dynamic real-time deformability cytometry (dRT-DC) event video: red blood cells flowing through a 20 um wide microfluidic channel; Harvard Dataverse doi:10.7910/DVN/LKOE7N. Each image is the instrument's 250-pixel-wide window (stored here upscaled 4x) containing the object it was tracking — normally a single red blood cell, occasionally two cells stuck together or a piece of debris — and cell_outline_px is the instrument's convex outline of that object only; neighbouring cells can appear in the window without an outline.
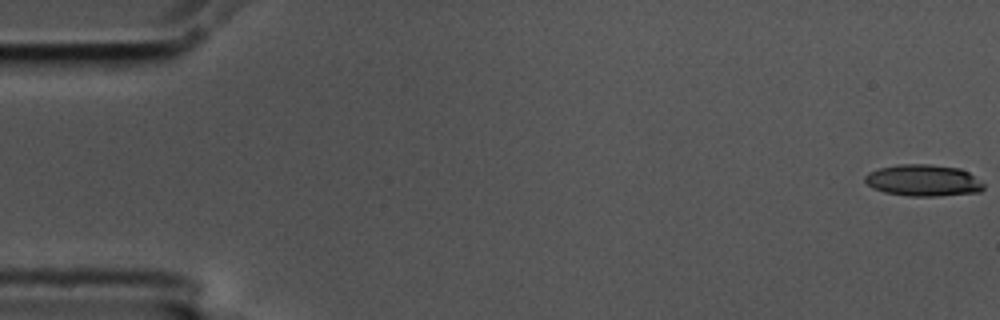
{"species": "common noctule bat (a hibernating species)", "species_latin": "Nyctalus noctula", "temperature_condition": "cold", "stored_images_in_passage": 57, "camera_frame_rate_fps": 3000, "um_per_image_px": 0.085, "animal": {"sex": "male", "body_mass_g": 17.5, "forearm_length_mm": 52.3}, "frame": {"image": 1, "passage_image": 1, "time_ms": 0.0, "image_size_px": [1000, 320], "cell_outline_px": [[984, 188], [980, 192], [940, 196], [908, 196], [884, 192], [872, 188], [864, 180], [864, 176], [868, 172], [880, 168], [896, 164], [932, 164], [960, 168], [968, 172], [984, 184]], "centroid_in_image_um": [78.47, 15.33], "position_along_channel_um": 6.5, "area_um2": 22.02}}
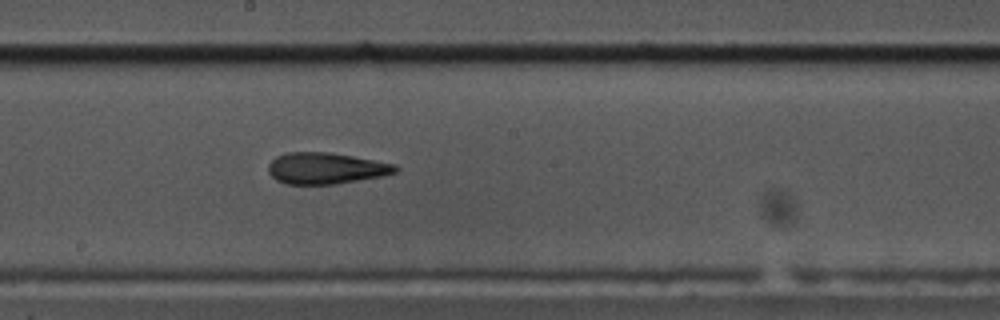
{"frame": {"image": 2, "passage_image": 31, "time_ms": 10.0, "image_size_px": [1000, 320], "cell_outline_px": [[400, 168], [396, 172], [380, 176], [336, 184], [288, 184], [276, 180], [268, 172], [268, 164], [276, 156], [288, 152], [332, 152], [396, 164]], "centroid_in_image_um": [27.69, 14.29], "position_along_channel_um": 220.5, "area_um2": 23.24}}
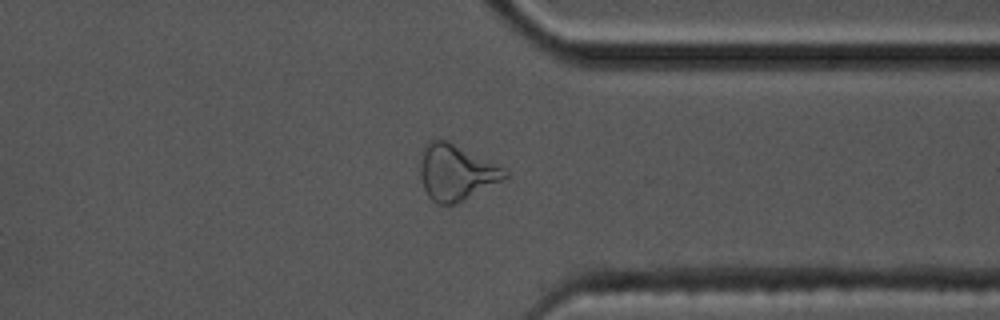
{"frame": {"image": 3, "passage_image": 44, "time_ms": 14.333, "image_size_px": [1000, 320], "cell_outline_px": [[508, 176], [504, 180], [456, 204], [436, 204], [428, 196], [424, 188], [420, 176], [420, 152], [428, 140], [436, 136], [448, 140], [504, 168], [508, 172]], "centroid_in_image_um": [38.73, 14.62], "position_along_channel_um": 372.7, "area_um2": 27.98}, "authors_computed_cell_mechanics": {"area_um2": 23.2356, "velocity_mm_per_s": 3.5762, "shape_relaxation_time_tau1_ms": 7.0019, "shape_relaxation_time_tau2_ms": 2.2443, "deformation_change_tau1": 0.1984, "deformation_change_tau2": 0.1211}}